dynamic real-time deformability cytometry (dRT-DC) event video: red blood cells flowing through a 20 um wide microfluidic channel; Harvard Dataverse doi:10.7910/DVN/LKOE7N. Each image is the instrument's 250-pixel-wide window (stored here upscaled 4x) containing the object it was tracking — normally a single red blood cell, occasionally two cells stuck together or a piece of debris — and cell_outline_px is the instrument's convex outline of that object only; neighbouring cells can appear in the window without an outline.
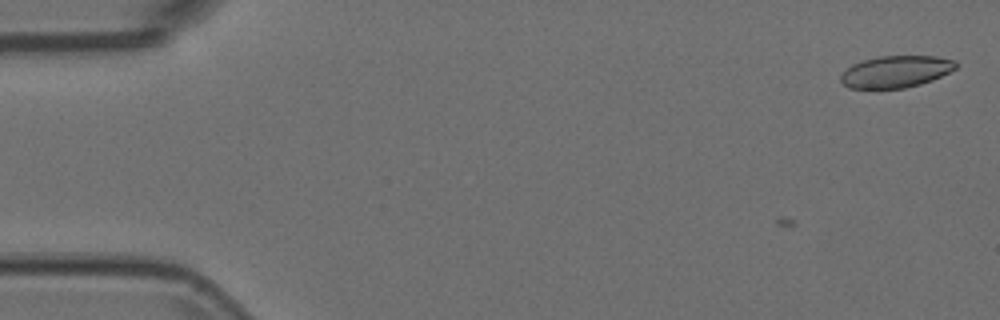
{"species": "Egyptian fruit bat (a non-hibernating species)", "species_latin": "Rousettus aegyptiacus", "temperature_condition": "room temperature", "stored_images_in_passage": 3, "camera_frame_rate_fps": 3000, "um_per_image_px": 0.085, "animal": {"sex": "female"}, "frame": {"image": 1, "passage_image": 3, "time_ms": 0.667, "image_size_px": [1000, 320], "cell_outline_px": [[956, 68], [932, 80], [920, 84], [904, 88], [848, 88], [840, 80], [840, 76], [852, 64], [864, 60], [880, 56], [936, 56], [956, 60]], "centroid_in_image_um": [76.15, 6.08], "position_along_channel_um": 8.8, "area_um2": 21.15}}